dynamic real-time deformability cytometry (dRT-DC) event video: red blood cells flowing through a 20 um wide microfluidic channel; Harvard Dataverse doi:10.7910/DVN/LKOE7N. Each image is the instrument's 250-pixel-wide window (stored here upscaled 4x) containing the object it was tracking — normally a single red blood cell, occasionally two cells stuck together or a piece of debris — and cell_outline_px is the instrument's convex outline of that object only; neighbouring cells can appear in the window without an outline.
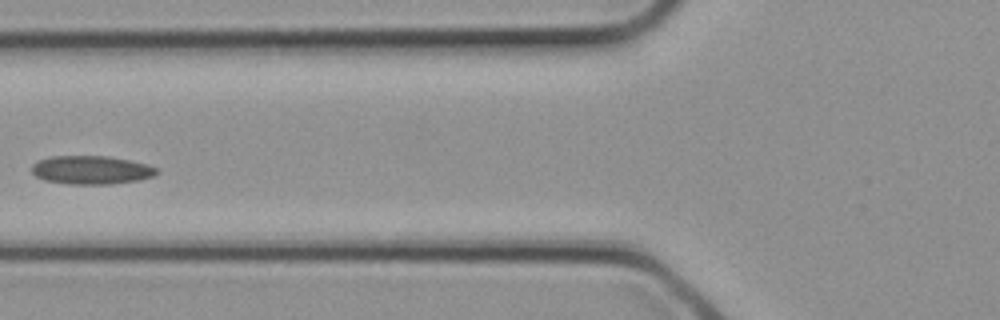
{"species": "common noctule bat (a hibernating species)", "species_latin": "Nyctalus noctula", "temperature_condition": "cold", "stored_images_in_passage": 11, "camera_frame_rate_fps": 3000, "um_per_image_px": 0.085, "animal": {"sex": "female", "body_mass_g": 21.9}, "frame": {"image": 1, "passage_image": 10, "time_ms": 3.0, "image_size_px": [1000, 320], "cell_outline_px": [[160, 172], [152, 176], [140, 180], [108, 184], [68, 184], [44, 180], [36, 176], [32, 172], [32, 164], [40, 160], [52, 156], [108, 156], [148, 164], [156, 168]], "centroid_in_image_um": [7.76, 14.45], "position_along_channel_um": 118.0, "area_um2": 20.69}}